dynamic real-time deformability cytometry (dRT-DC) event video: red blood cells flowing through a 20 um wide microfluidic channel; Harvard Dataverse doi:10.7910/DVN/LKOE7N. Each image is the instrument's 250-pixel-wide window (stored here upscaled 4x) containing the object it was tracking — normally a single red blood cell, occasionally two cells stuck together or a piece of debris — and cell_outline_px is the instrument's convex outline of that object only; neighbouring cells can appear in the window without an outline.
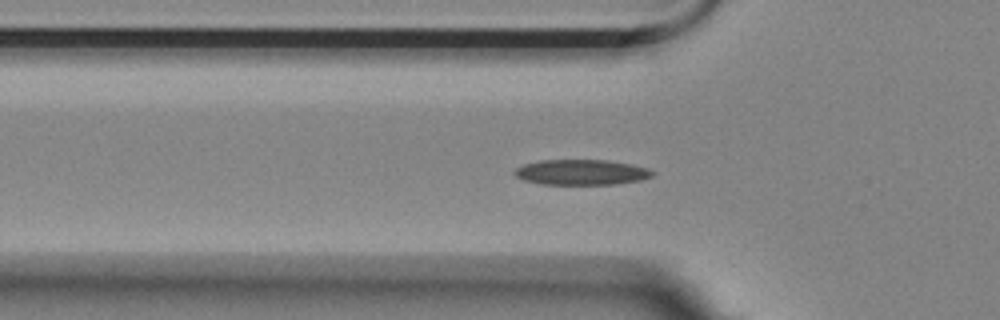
{"species": "Egyptian fruit bat (a non-hibernating species)", "species_latin": "Rousettus aegyptiacus", "temperature_condition": "room temperature", "stored_images_in_passage": 43, "camera_frame_rate_fps": 3000, "um_per_image_px": 0.085, "animal": {"sex": "female"}, "frame": {"image": 1, "passage_image": 12, "time_ms": 3.667, "image_size_px": [1000, 320], "cell_outline_px": [[656, 172], [652, 176], [640, 180], [616, 184], [540, 184], [524, 180], [516, 176], [512, 172], [516, 168], [524, 164], [540, 160], [608, 160], [632, 164], [648, 168]], "centroid_in_image_um": [49.42, 14.63], "position_along_channel_um": 76.4, "area_um2": 20.46}}
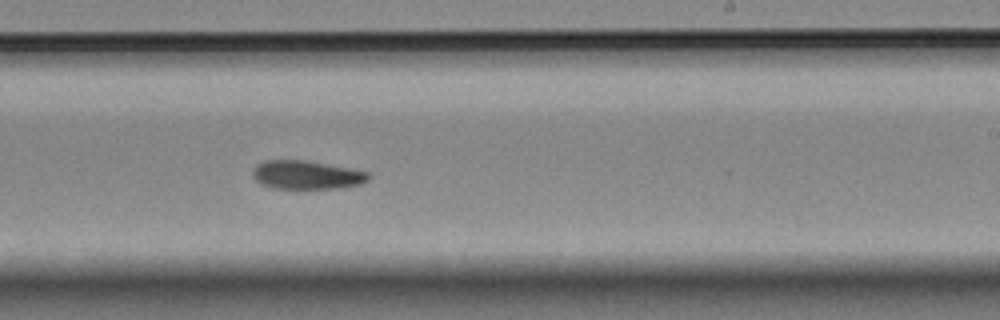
{"frame": {"image": 2, "passage_image": 28, "time_ms": 9.0, "image_size_px": [1000, 320], "cell_outline_px": [[368, 180], [360, 184], [340, 188], [272, 188], [260, 184], [252, 176], [252, 168], [256, 164], [264, 160], [308, 160], [368, 172]], "centroid_in_image_um": [25.99, 14.86], "position_along_channel_um": 263.0, "area_um2": 19.31}}
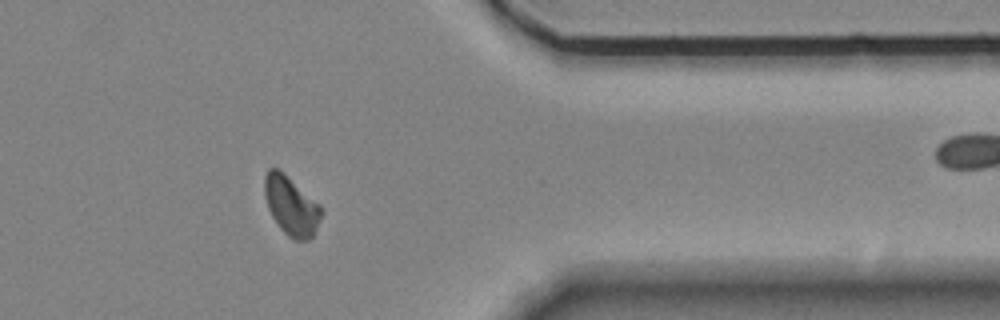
{"frame": {"image": 3, "passage_image": 40, "time_ms": 13.0, "image_size_px": [1000, 320], "cell_outline_px": [[324, 212], [312, 236], [308, 240], [292, 240], [280, 228], [272, 216], [268, 208], [264, 196], [264, 176], [268, 168], [280, 168], [320, 204], [324, 208]], "centroid_in_image_um": [24.76, 17.46], "position_along_channel_um": 386.6, "area_um2": 19.88}, "authors_computed_cell_mechanics": {"area_um2": 20.0566, "velocity_mm_per_s": 3.4887, "shape_relaxation_time_tau1_ms": 8.7172, "shape_relaxation_time_tau2_ms": null, "deformation_change_tau1": 0.1691, "deformation_change_tau2": null}}